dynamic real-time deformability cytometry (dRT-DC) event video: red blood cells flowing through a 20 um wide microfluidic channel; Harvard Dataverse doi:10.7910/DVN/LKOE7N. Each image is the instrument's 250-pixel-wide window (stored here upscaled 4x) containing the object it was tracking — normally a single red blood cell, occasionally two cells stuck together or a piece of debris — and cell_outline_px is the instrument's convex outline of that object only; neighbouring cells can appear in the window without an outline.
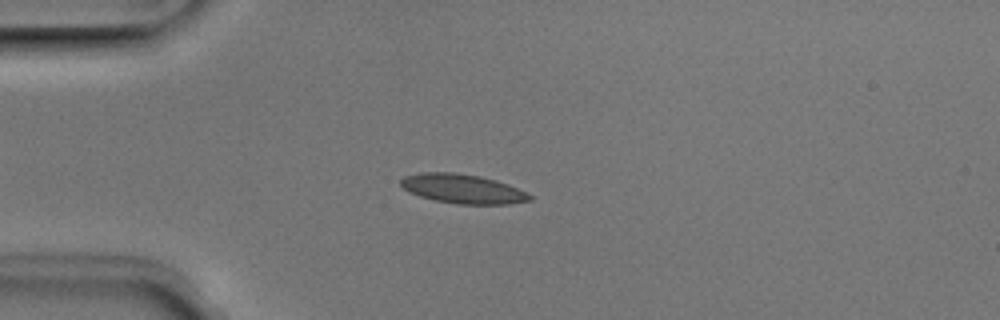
{"species": "Egyptian fruit bat (a non-hibernating species)", "species_latin": "Rousettus aegyptiacus", "temperature_condition": "room temperature", "stored_images_in_passage": 39, "camera_frame_rate_fps": 3000, "um_per_image_px": 0.085, "animal": {"sex": "male"}, "frame": {"image": 1, "passage_image": 1, "time_ms": 0.0, "image_size_px": [1000, 320], "cell_outline_px": [[532, 200], [508, 204], [456, 204], [436, 200], [420, 196], [408, 192], [400, 184], [400, 180], [404, 176], [420, 172], [452, 172], [480, 176], [496, 180], [508, 184], [532, 196]], "centroid_in_image_um": [39.3, 16.04], "position_along_channel_um": 45.7, "area_um2": 21.91}}
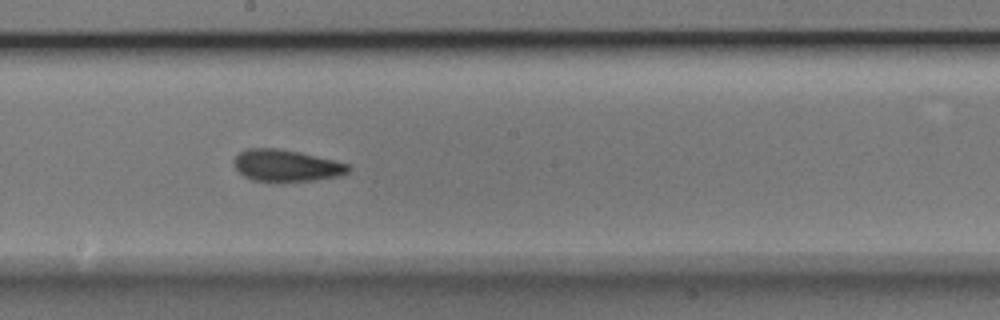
{"frame": {"image": 2, "passage_image": 16, "time_ms": 5.0, "image_size_px": [1000, 320], "cell_outline_px": [[352, 168], [348, 172], [340, 176], [316, 180], [252, 180], [244, 176], [236, 168], [236, 156], [240, 152], [248, 148], [276, 148], [300, 152], [348, 164]], "centroid_in_image_um": [24.37, 14.06], "position_along_channel_um": 223.8, "area_um2": 20.63}}
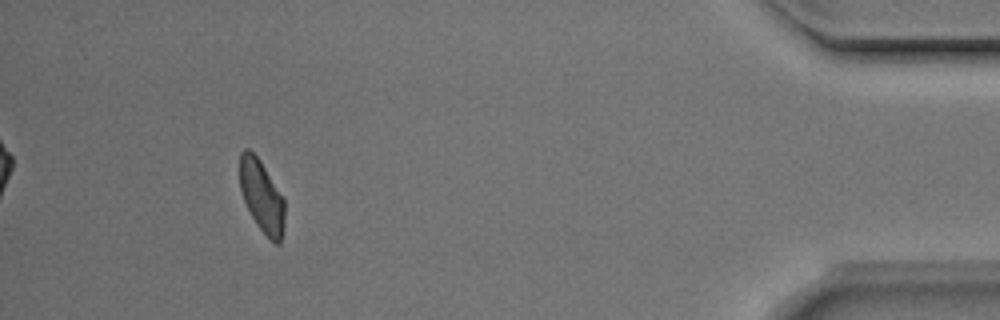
{"frame": {"image": 3, "passage_image": 35, "time_ms": 11.333, "image_size_px": [1000, 320], "cell_outline_px": [[284, 228], [280, 244], [276, 244], [256, 224], [244, 200], [240, 188], [240, 152], [244, 148], [248, 148], [260, 160], [284, 200]], "centroid_in_image_um": [22.24, 16.67], "position_along_channel_um": 413.0, "area_um2": 18.5}, "authors_computed_cell_mechanics": {"area_um2": 20.9236, "velocity_mm_per_s": 3.9442, "shape_relaxation_time_tau1_ms": 2.2653, "shape_relaxation_time_tau2_ms": 1.2716, "deformation_change_tau1": 0.1198, "deformation_change_tau2": 0.078}}